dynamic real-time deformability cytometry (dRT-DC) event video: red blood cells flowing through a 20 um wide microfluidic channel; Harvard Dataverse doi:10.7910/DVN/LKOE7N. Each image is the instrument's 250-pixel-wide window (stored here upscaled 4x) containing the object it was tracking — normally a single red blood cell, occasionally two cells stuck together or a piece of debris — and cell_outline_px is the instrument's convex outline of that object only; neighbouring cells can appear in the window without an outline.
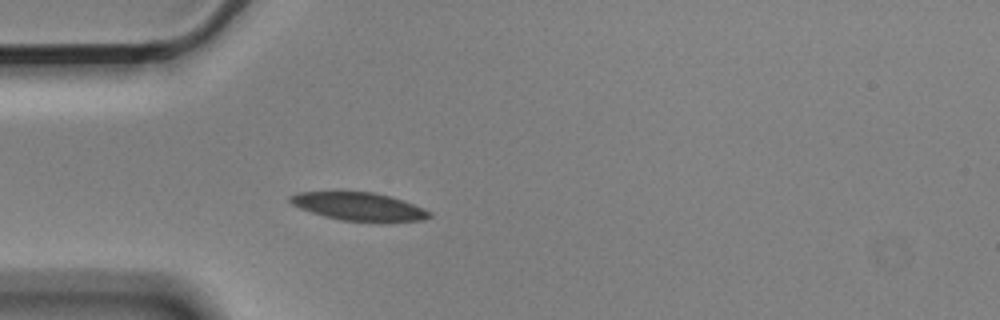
{"species": "Egyptian fruit bat (a non-hibernating species)", "species_latin": "Rousettus aegyptiacus", "temperature_condition": "cold", "stored_images_in_passage": 3, "camera_frame_rate_fps": 3000, "um_per_image_px": 0.085, "animal": {"sex": "male"}, "frame": {"image": 1, "passage_image": 3, "time_ms": 0.667, "image_size_px": [1000, 320], "cell_outline_px": [[432, 216], [424, 220], [384, 224], [380, 224], [340, 220], [324, 216], [300, 208], [292, 204], [288, 200], [288, 196], [296, 192], [372, 192], [388, 196], [424, 208], [432, 212]], "centroid_in_image_um": [30.56, 17.6], "position_along_channel_um": 54.4, "area_um2": 23.35}}